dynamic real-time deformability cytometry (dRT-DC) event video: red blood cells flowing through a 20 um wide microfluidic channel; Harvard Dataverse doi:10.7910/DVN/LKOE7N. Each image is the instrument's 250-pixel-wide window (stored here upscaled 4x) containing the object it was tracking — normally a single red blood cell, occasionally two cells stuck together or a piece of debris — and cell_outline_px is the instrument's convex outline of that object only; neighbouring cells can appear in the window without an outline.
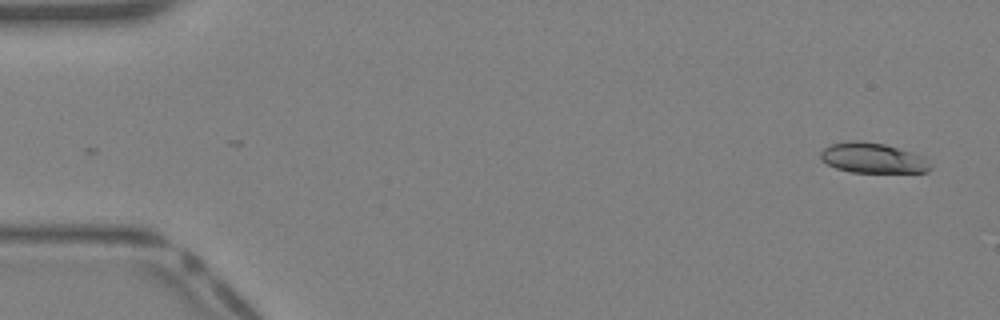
{"species": "Egyptian fruit bat (a non-hibernating species)", "species_latin": "Rousettus aegyptiacus", "temperature_condition": "warm", "stored_images_in_passage": 39, "camera_frame_rate_fps": 3000, "um_per_image_px": 0.085, "animal": {"sex": "female"}, "frame": {"image": 1, "passage_image": 1, "time_ms": 0.0, "image_size_px": [1000, 320], "cell_outline_px": [[932, 168], [928, 172], [852, 172], [836, 168], [820, 160], [820, 152], [824, 148], [832, 144], [848, 140], [864, 140], [884, 144], [908, 152], [932, 164]], "centroid_in_image_um": [74.1, 13.43], "position_along_channel_um": 10.9, "area_um2": 19.02}}
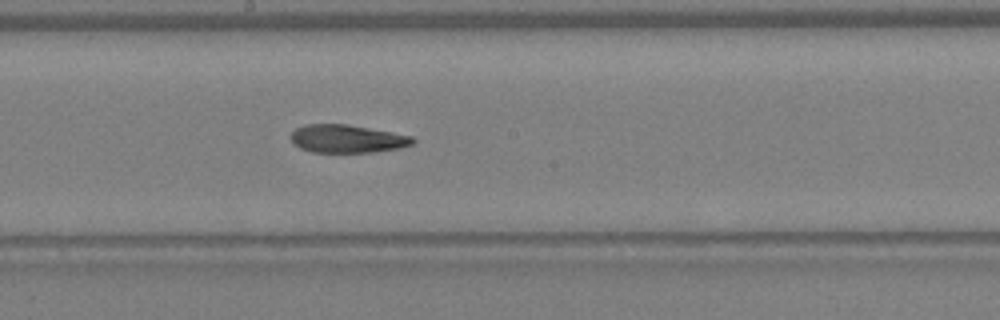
{"frame": {"image": 2, "passage_image": 21, "time_ms": 6.667, "image_size_px": [1000, 320], "cell_outline_px": [[416, 144], [400, 148], [372, 152], [312, 152], [300, 148], [292, 144], [288, 136], [296, 128], [304, 124], [348, 124], [392, 132], [412, 136], [416, 140]], "centroid_in_image_um": [29.49, 11.79], "position_along_channel_um": 218.7, "area_um2": 20.23}}
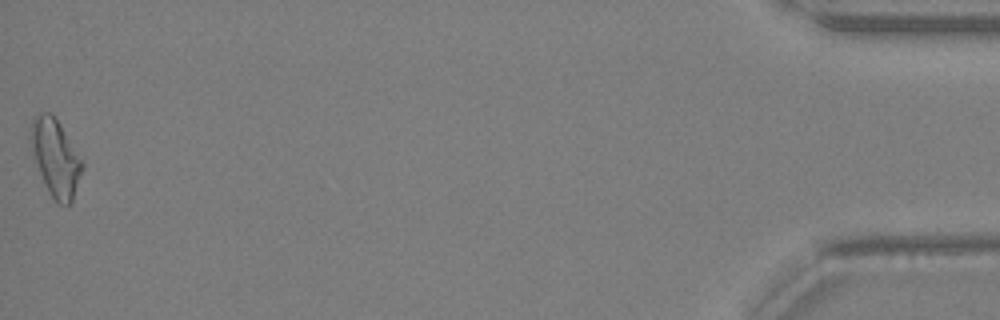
{"frame": {"image": 3, "passage_image": 39, "time_ms": 12.667, "image_size_px": [1000, 320], "cell_outline_px": [[84, 168], [72, 200], [68, 208], [60, 204], [52, 196], [40, 172], [32, 152], [28, 140], [32, 116], [36, 112], [48, 112], [60, 124], [84, 160]], "centroid_in_image_um": [4.73, 13.36], "position_along_channel_um": 430.5, "area_um2": 23.29}}